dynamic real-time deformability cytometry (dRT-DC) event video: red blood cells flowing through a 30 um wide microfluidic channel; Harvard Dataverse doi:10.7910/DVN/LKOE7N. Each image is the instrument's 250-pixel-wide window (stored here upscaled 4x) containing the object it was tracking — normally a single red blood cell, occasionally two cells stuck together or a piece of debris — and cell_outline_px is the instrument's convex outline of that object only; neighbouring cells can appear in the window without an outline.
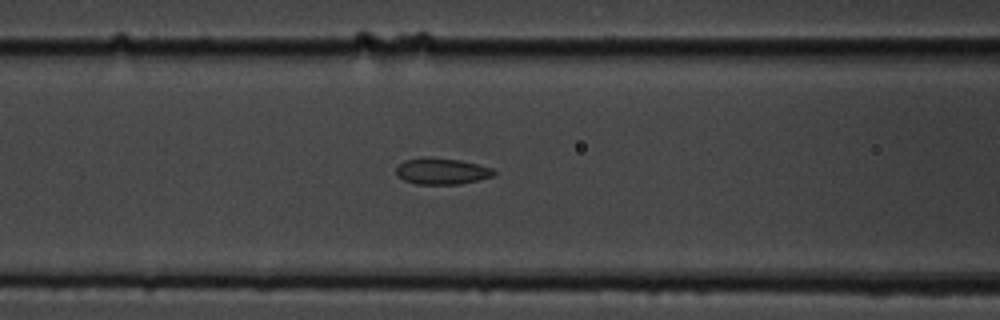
{"species": "common noctule bat (a hibernating species)", "species_latin": "Nyctalus noctula", "temperature_condition": "cold", "stored_images_in_passage": 10, "camera_frame_rate_fps": 3000, "um_per_image_px": 0.085, "animal": {"sex": "male", "body_mass_g": 19.5, "forearm_length_mm": 54.6}, "frame": {"image": 1, "passage_image": 10, "time_ms": 3.0, "image_size_px": [1000, 320], "cell_outline_px": [[496, 172], [492, 176], [460, 184], [416, 184], [404, 180], [396, 176], [396, 168], [404, 160], [424, 156], [428, 156], [460, 160], [492, 168]], "centroid_in_image_um": [37.49, 14.54], "position_along_channel_um": 129.1, "area_um2": 15.03}}